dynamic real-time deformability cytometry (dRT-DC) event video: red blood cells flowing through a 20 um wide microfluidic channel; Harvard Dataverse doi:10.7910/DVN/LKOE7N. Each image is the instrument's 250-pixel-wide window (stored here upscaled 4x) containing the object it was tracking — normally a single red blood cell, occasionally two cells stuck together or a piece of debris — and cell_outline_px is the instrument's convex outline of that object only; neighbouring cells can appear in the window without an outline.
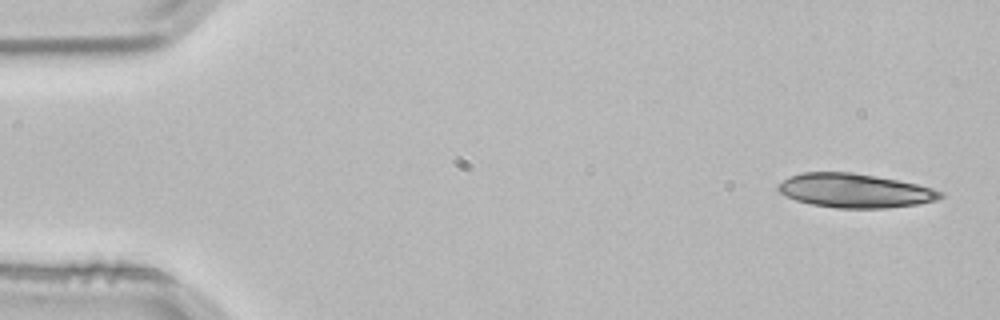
{"species": "common noctule bat (a hibernating species)", "species_latin": "Nyctalus noctula", "temperature_condition": "room temperature", "stored_images_in_passage": 4, "camera_frame_rate_fps": 3000, "um_per_image_px": 0.085, "animal": {"sex": "male", "body_mass_g": 21.5, "forearm_length_mm": 52.0}, "frame": {"image": 1, "passage_image": 1, "time_ms": 0.0, "image_size_px": [1000, 320], "cell_outline_px": [[944, 196], [936, 200], [916, 204], [888, 208], [836, 208], [812, 204], [796, 200], [780, 192], [776, 188], [788, 176], [804, 172], [852, 172], [876, 176], [916, 184], [932, 188], [944, 192]], "centroid_in_image_um": [72.67, 16.2], "position_along_channel_um": 12.3, "area_um2": 31.96}}